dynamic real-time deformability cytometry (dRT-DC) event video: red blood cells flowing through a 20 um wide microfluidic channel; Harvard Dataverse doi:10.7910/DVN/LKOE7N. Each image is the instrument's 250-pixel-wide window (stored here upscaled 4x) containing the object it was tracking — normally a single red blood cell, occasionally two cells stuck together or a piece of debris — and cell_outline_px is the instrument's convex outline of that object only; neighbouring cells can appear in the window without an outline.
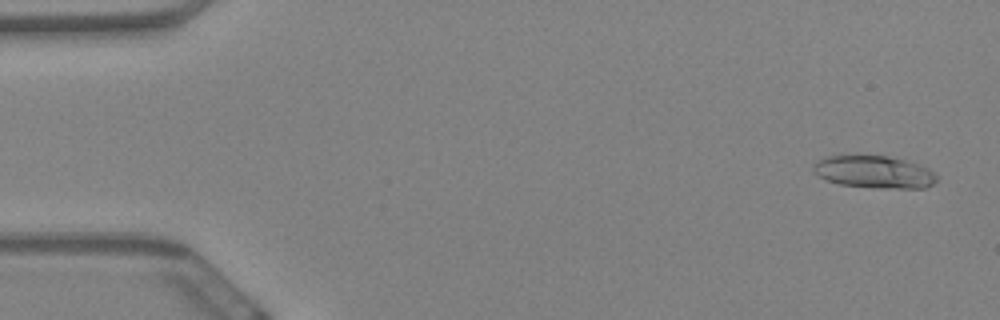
{"species": "Egyptian fruit bat (a non-hibernating species)", "species_latin": "Rousettus aegyptiacus", "temperature_condition": "warm", "stored_images_in_passage": 15, "camera_frame_rate_fps": 3000, "um_per_image_px": 0.085, "animal": {"sex": "female"}, "frame": {"image": 1, "passage_image": 1, "time_ms": 0.0, "image_size_px": [1000, 320], "cell_outline_px": [[936, 180], [932, 184], [924, 188], [872, 188], [840, 184], [828, 180], [812, 172], [812, 164], [816, 160], [840, 152], [860, 152], [888, 156], [904, 160], [928, 168], [936, 176]], "centroid_in_image_um": [74.18, 14.55], "position_along_channel_um": 10.8, "area_um2": 24.28}}